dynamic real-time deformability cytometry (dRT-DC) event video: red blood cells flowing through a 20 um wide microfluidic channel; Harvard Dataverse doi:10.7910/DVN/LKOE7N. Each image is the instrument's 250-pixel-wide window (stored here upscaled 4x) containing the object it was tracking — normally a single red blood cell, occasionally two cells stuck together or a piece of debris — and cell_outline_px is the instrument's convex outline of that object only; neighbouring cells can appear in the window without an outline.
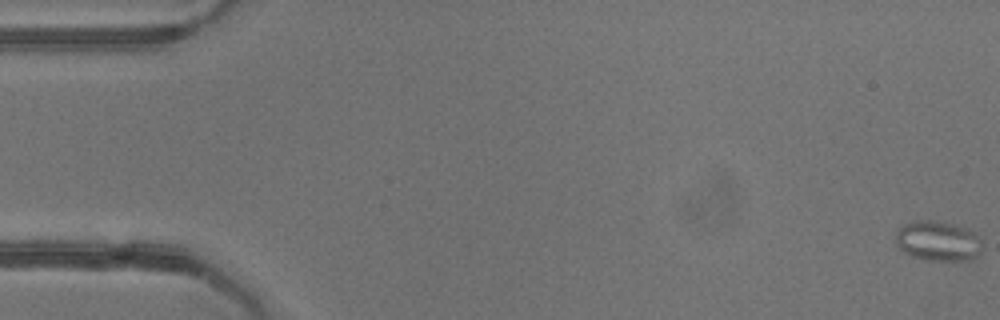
{"species": "common noctule bat (a hibernating species)", "species_latin": "Nyctalus noctula", "temperature_condition": "warm", "stored_images_in_passage": 53, "camera_frame_rate_fps": 3000, "um_per_image_px": 0.085, "animal": {"sex": "female"}, "frame": {"image": 1, "passage_image": 1, "time_ms": 0.0, "image_size_px": [1000, 320], "cell_outline_px": [[984, 252], [976, 260], [924, 260], [912, 256], [904, 252], [896, 244], [896, 228], [904, 224], [916, 220], [932, 220], [968, 228], [980, 236]], "centroid_in_image_um": [79.78, 20.5], "position_along_channel_um": 5.2, "area_um2": 20.69}}
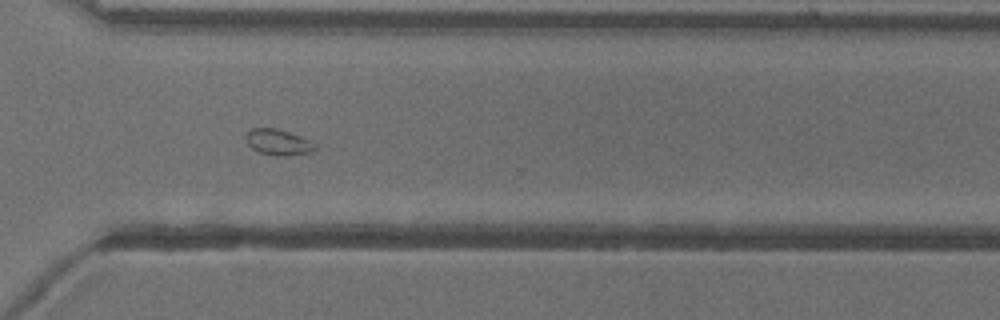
{"frame": {"image": 2, "passage_image": 39, "time_ms": 12.667, "image_size_px": [1000, 320], "cell_outline_px": [[316, 148], [308, 152], [288, 156], [276, 156], [256, 152], [248, 144], [244, 136], [252, 128], [276, 128], [312, 140], [316, 144]], "centroid_in_image_um": [23.63, 12.09], "position_along_channel_um": 347.0, "area_um2": 10.52}}
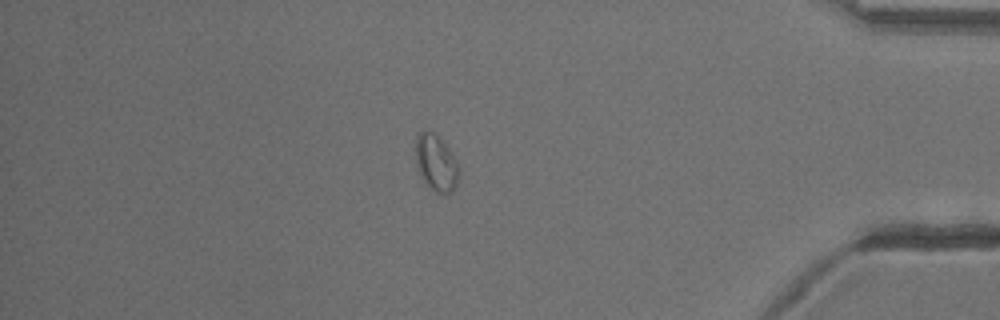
{"frame": {"image": 3, "passage_image": 46, "time_ms": 15.0, "image_size_px": [1000, 320], "cell_outline_px": [[460, 172], [456, 184], [448, 192], [436, 192], [424, 184], [420, 176], [416, 164], [416, 136], [420, 132], [432, 132], [448, 148]], "centroid_in_image_um": [37.02, 13.87], "position_along_channel_um": 398.2, "area_um2": 13.7}, "authors_computed_cell_mechanics": {"area_um2": 12.9472, "velocity_mm_per_s": 3.9256, "shape_relaxation_time_tau1_ms": null, "shape_relaxation_time_tau2_ms": 1.4672, "deformation_change_tau1": null, "deformation_change_tau2": 0.0492}}